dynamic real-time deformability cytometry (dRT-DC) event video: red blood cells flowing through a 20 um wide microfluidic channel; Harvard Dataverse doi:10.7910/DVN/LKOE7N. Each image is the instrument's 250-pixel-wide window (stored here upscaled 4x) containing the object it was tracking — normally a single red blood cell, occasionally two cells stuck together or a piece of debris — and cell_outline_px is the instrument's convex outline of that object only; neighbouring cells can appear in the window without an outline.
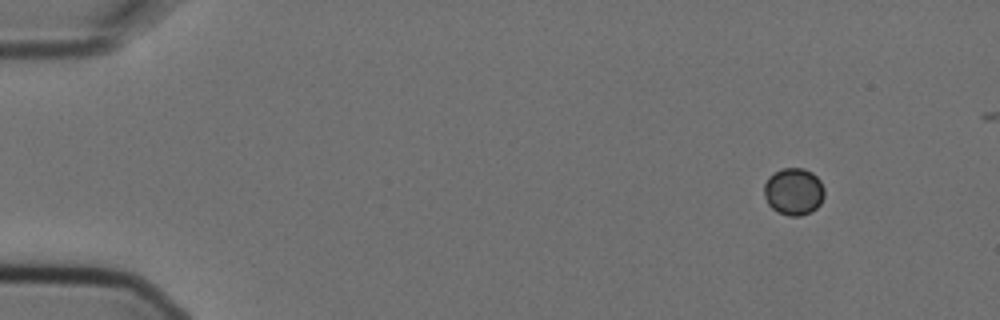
{"species": "Egyptian fruit bat (a non-hibernating species)", "species_latin": "Rousettus aegyptiacus", "temperature_condition": "cold", "stored_images_in_passage": 4, "camera_frame_rate_fps": 3000, "um_per_image_px": 0.085, "animal": {"sex": "female"}, "frame": {"image": 1, "passage_image": 1, "time_ms": 0.0, "image_size_px": [1000, 320], "cell_outline_px": [[824, 196], [820, 204], [816, 208], [800, 216], [788, 216], [776, 212], [768, 204], [764, 196], [764, 184], [768, 176], [784, 168], [804, 168], [812, 172], [820, 180], [824, 188]], "centroid_in_image_um": [67.45, 16.28], "position_along_channel_um": 17.5, "area_um2": 16.65}}
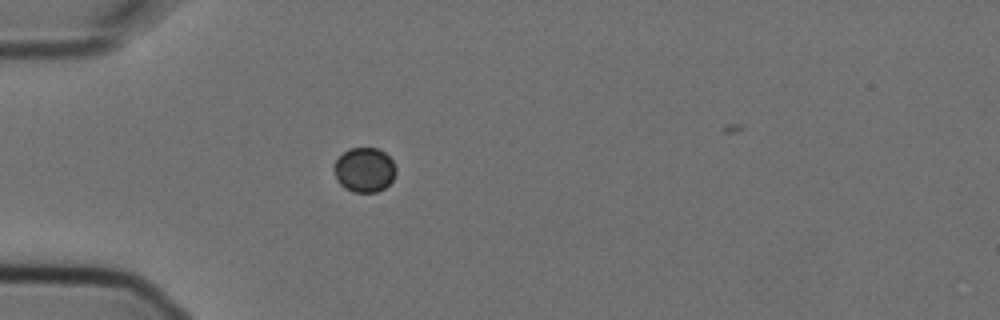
{"frame": {"image": 2, "passage_image": 4, "time_ms": 1.0, "image_size_px": [1000, 320], "cell_outline_px": [[396, 172], [392, 180], [384, 188], [376, 192], [352, 192], [344, 188], [336, 180], [332, 168], [336, 160], [344, 152], [352, 148], [376, 148], [384, 152], [392, 160], [396, 168]], "centroid_in_image_um": [30.95, 14.45], "position_along_channel_um": 54.1, "area_um2": 16.13}}